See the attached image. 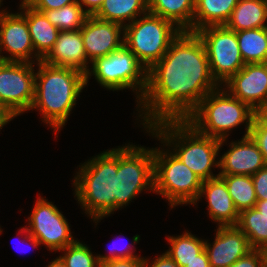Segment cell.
I'll list each match as a JSON object with an SVG mask.
<instances>
[{
    "label": "cell",
    "instance_id": "d590c367",
    "mask_svg": "<svg viewBox=\"0 0 267 267\" xmlns=\"http://www.w3.org/2000/svg\"><path fill=\"white\" fill-rule=\"evenodd\" d=\"M249 135L257 144L267 164V129H250Z\"/></svg>",
    "mask_w": 267,
    "mask_h": 267
},
{
    "label": "cell",
    "instance_id": "83f0119b",
    "mask_svg": "<svg viewBox=\"0 0 267 267\" xmlns=\"http://www.w3.org/2000/svg\"><path fill=\"white\" fill-rule=\"evenodd\" d=\"M226 183L229 195L237 211L255 207L257 196L252 176L248 175H219Z\"/></svg>",
    "mask_w": 267,
    "mask_h": 267
},
{
    "label": "cell",
    "instance_id": "74e56055",
    "mask_svg": "<svg viewBox=\"0 0 267 267\" xmlns=\"http://www.w3.org/2000/svg\"><path fill=\"white\" fill-rule=\"evenodd\" d=\"M149 262L143 257V267H180L166 252Z\"/></svg>",
    "mask_w": 267,
    "mask_h": 267
},
{
    "label": "cell",
    "instance_id": "d4e9b609",
    "mask_svg": "<svg viewBox=\"0 0 267 267\" xmlns=\"http://www.w3.org/2000/svg\"><path fill=\"white\" fill-rule=\"evenodd\" d=\"M239 50L245 64L267 60V27L236 32Z\"/></svg>",
    "mask_w": 267,
    "mask_h": 267
},
{
    "label": "cell",
    "instance_id": "277c9868",
    "mask_svg": "<svg viewBox=\"0 0 267 267\" xmlns=\"http://www.w3.org/2000/svg\"><path fill=\"white\" fill-rule=\"evenodd\" d=\"M74 176V193L95 224L117 207V148L103 151L82 165Z\"/></svg>",
    "mask_w": 267,
    "mask_h": 267
},
{
    "label": "cell",
    "instance_id": "1f68e13d",
    "mask_svg": "<svg viewBox=\"0 0 267 267\" xmlns=\"http://www.w3.org/2000/svg\"><path fill=\"white\" fill-rule=\"evenodd\" d=\"M116 244L114 243L113 247L109 248L110 254L108 255H97L99 262L121 259V258H143L139 255L134 254V249L132 244L125 245L126 247L116 248ZM132 246V247H130ZM128 248V249H127Z\"/></svg>",
    "mask_w": 267,
    "mask_h": 267
},
{
    "label": "cell",
    "instance_id": "8d00e7d4",
    "mask_svg": "<svg viewBox=\"0 0 267 267\" xmlns=\"http://www.w3.org/2000/svg\"><path fill=\"white\" fill-rule=\"evenodd\" d=\"M251 129H267V102L254 109Z\"/></svg>",
    "mask_w": 267,
    "mask_h": 267
},
{
    "label": "cell",
    "instance_id": "7402d4cb",
    "mask_svg": "<svg viewBox=\"0 0 267 267\" xmlns=\"http://www.w3.org/2000/svg\"><path fill=\"white\" fill-rule=\"evenodd\" d=\"M148 11L171 21L181 31L193 32L195 0H148Z\"/></svg>",
    "mask_w": 267,
    "mask_h": 267
},
{
    "label": "cell",
    "instance_id": "ba28073f",
    "mask_svg": "<svg viewBox=\"0 0 267 267\" xmlns=\"http://www.w3.org/2000/svg\"><path fill=\"white\" fill-rule=\"evenodd\" d=\"M85 74L86 86L91 76L108 90L132 89L137 106L147 90V69L125 45L107 56L97 58Z\"/></svg>",
    "mask_w": 267,
    "mask_h": 267
},
{
    "label": "cell",
    "instance_id": "d6986e66",
    "mask_svg": "<svg viewBox=\"0 0 267 267\" xmlns=\"http://www.w3.org/2000/svg\"><path fill=\"white\" fill-rule=\"evenodd\" d=\"M42 61L52 66L73 68L86 74L90 62L86 57L81 31H60L53 48Z\"/></svg>",
    "mask_w": 267,
    "mask_h": 267
},
{
    "label": "cell",
    "instance_id": "ab89813d",
    "mask_svg": "<svg viewBox=\"0 0 267 267\" xmlns=\"http://www.w3.org/2000/svg\"><path fill=\"white\" fill-rule=\"evenodd\" d=\"M185 267H211L205 249L194 260L187 263Z\"/></svg>",
    "mask_w": 267,
    "mask_h": 267
},
{
    "label": "cell",
    "instance_id": "cb8c5ba5",
    "mask_svg": "<svg viewBox=\"0 0 267 267\" xmlns=\"http://www.w3.org/2000/svg\"><path fill=\"white\" fill-rule=\"evenodd\" d=\"M148 12V0H104L93 16L125 26Z\"/></svg>",
    "mask_w": 267,
    "mask_h": 267
},
{
    "label": "cell",
    "instance_id": "30bf717a",
    "mask_svg": "<svg viewBox=\"0 0 267 267\" xmlns=\"http://www.w3.org/2000/svg\"><path fill=\"white\" fill-rule=\"evenodd\" d=\"M196 33L205 46L212 76L222 86L245 65L236 32L220 25L207 26Z\"/></svg>",
    "mask_w": 267,
    "mask_h": 267
},
{
    "label": "cell",
    "instance_id": "603a6c76",
    "mask_svg": "<svg viewBox=\"0 0 267 267\" xmlns=\"http://www.w3.org/2000/svg\"><path fill=\"white\" fill-rule=\"evenodd\" d=\"M238 0H195L193 32L207 27L225 25Z\"/></svg>",
    "mask_w": 267,
    "mask_h": 267
},
{
    "label": "cell",
    "instance_id": "2e32d148",
    "mask_svg": "<svg viewBox=\"0 0 267 267\" xmlns=\"http://www.w3.org/2000/svg\"><path fill=\"white\" fill-rule=\"evenodd\" d=\"M211 245L205 240V251L211 267H229L253 250L247 236L237 226H218Z\"/></svg>",
    "mask_w": 267,
    "mask_h": 267
},
{
    "label": "cell",
    "instance_id": "4fadbf2b",
    "mask_svg": "<svg viewBox=\"0 0 267 267\" xmlns=\"http://www.w3.org/2000/svg\"><path fill=\"white\" fill-rule=\"evenodd\" d=\"M4 50L10 56L1 55ZM0 60L34 65L35 61L37 63L42 60L35 53L26 17L22 12L9 13L5 9L0 10Z\"/></svg>",
    "mask_w": 267,
    "mask_h": 267
},
{
    "label": "cell",
    "instance_id": "f1b7e54d",
    "mask_svg": "<svg viewBox=\"0 0 267 267\" xmlns=\"http://www.w3.org/2000/svg\"><path fill=\"white\" fill-rule=\"evenodd\" d=\"M43 14L60 31L80 30L89 16L86 13V8H82L78 2L65 5L59 9L44 10Z\"/></svg>",
    "mask_w": 267,
    "mask_h": 267
},
{
    "label": "cell",
    "instance_id": "9c48e42d",
    "mask_svg": "<svg viewBox=\"0 0 267 267\" xmlns=\"http://www.w3.org/2000/svg\"><path fill=\"white\" fill-rule=\"evenodd\" d=\"M117 207L123 208L142 191L154 192L153 148L129 144L117 148Z\"/></svg>",
    "mask_w": 267,
    "mask_h": 267
},
{
    "label": "cell",
    "instance_id": "f35d334b",
    "mask_svg": "<svg viewBox=\"0 0 267 267\" xmlns=\"http://www.w3.org/2000/svg\"><path fill=\"white\" fill-rule=\"evenodd\" d=\"M79 5L83 8L86 7V13L93 16L101 7L104 0H77Z\"/></svg>",
    "mask_w": 267,
    "mask_h": 267
},
{
    "label": "cell",
    "instance_id": "e0dca14e",
    "mask_svg": "<svg viewBox=\"0 0 267 267\" xmlns=\"http://www.w3.org/2000/svg\"><path fill=\"white\" fill-rule=\"evenodd\" d=\"M230 149L219 159V175H254L266 163L255 141L250 135L230 142Z\"/></svg>",
    "mask_w": 267,
    "mask_h": 267
},
{
    "label": "cell",
    "instance_id": "8992f818",
    "mask_svg": "<svg viewBox=\"0 0 267 267\" xmlns=\"http://www.w3.org/2000/svg\"><path fill=\"white\" fill-rule=\"evenodd\" d=\"M180 33L171 21L148 12L124 26V45L149 70Z\"/></svg>",
    "mask_w": 267,
    "mask_h": 267
},
{
    "label": "cell",
    "instance_id": "7c38bea8",
    "mask_svg": "<svg viewBox=\"0 0 267 267\" xmlns=\"http://www.w3.org/2000/svg\"><path fill=\"white\" fill-rule=\"evenodd\" d=\"M32 213L28 217V232L38 242L44 244L49 251H60L66 246L73 244L76 240L72 236L69 223L56 205L37 197Z\"/></svg>",
    "mask_w": 267,
    "mask_h": 267
},
{
    "label": "cell",
    "instance_id": "f6af8a7d",
    "mask_svg": "<svg viewBox=\"0 0 267 267\" xmlns=\"http://www.w3.org/2000/svg\"><path fill=\"white\" fill-rule=\"evenodd\" d=\"M265 254V266L267 267V247L264 249Z\"/></svg>",
    "mask_w": 267,
    "mask_h": 267
},
{
    "label": "cell",
    "instance_id": "b9f144b4",
    "mask_svg": "<svg viewBox=\"0 0 267 267\" xmlns=\"http://www.w3.org/2000/svg\"><path fill=\"white\" fill-rule=\"evenodd\" d=\"M13 117L6 111V109L0 104V129L8 124Z\"/></svg>",
    "mask_w": 267,
    "mask_h": 267
},
{
    "label": "cell",
    "instance_id": "7a4b0ae2",
    "mask_svg": "<svg viewBox=\"0 0 267 267\" xmlns=\"http://www.w3.org/2000/svg\"><path fill=\"white\" fill-rule=\"evenodd\" d=\"M36 65L39 68L35 73L34 101L30 110H39L42 122L58 134L86 86V76L79 70L52 66L42 60Z\"/></svg>",
    "mask_w": 267,
    "mask_h": 267
},
{
    "label": "cell",
    "instance_id": "8fae6325",
    "mask_svg": "<svg viewBox=\"0 0 267 267\" xmlns=\"http://www.w3.org/2000/svg\"><path fill=\"white\" fill-rule=\"evenodd\" d=\"M32 63L0 60V104L13 117L30 110L34 101Z\"/></svg>",
    "mask_w": 267,
    "mask_h": 267
},
{
    "label": "cell",
    "instance_id": "60d3db41",
    "mask_svg": "<svg viewBox=\"0 0 267 267\" xmlns=\"http://www.w3.org/2000/svg\"><path fill=\"white\" fill-rule=\"evenodd\" d=\"M21 233L25 235L24 238H22V239H24V240H23V241L20 240V241L22 242V244H23V243H28V244H30V245L32 244V245H33L32 247H35V248H37L38 246L41 245V244L38 242V240L28 232V229H27L26 227L23 226V227L19 230L18 234H21ZM26 240H27V242H26Z\"/></svg>",
    "mask_w": 267,
    "mask_h": 267
},
{
    "label": "cell",
    "instance_id": "52a82bcc",
    "mask_svg": "<svg viewBox=\"0 0 267 267\" xmlns=\"http://www.w3.org/2000/svg\"><path fill=\"white\" fill-rule=\"evenodd\" d=\"M154 193L167 198L170 208L194 204L199 197L202 180L172 152L153 148Z\"/></svg>",
    "mask_w": 267,
    "mask_h": 267
},
{
    "label": "cell",
    "instance_id": "484cf974",
    "mask_svg": "<svg viewBox=\"0 0 267 267\" xmlns=\"http://www.w3.org/2000/svg\"><path fill=\"white\" fill-rule=\"evenodd\" d=\"M236 226L247 236L253 249L267 247V216L255 207L241 211Z\"/></svg>",
    "mask_w": 267,
    "mask_h": 267
},
{
    "label": "cell",
    "instance_id": "d6a6232c",
    "mask_svg": "<svg viewBox=\"0 0 267 267\" xmlns=\"http://www.w3.org/2000/svg\"><path fill=\"white\" fill-rule=\"evenodd\" d=\"M254 189L258 200H267V164L252 175Z\"/></svg>",
    "mask_w": 267,
    "mask_h": 267
},
{
    "label": "cell",
    "instance_id": "ee69618b",
    "mask_svg": "<svg viewBox=\"0 0 267 267\" xmlns=\"http://www.w3.org/2000/svg\"><path fill=\"white\" fill-rule=\"evenodd\" d=\"M47 267H66V266L60 257H56L53 261L50 262V264H48Z\"/></svg>",
    "mask_w": 267,
    "mask_h": 267
},
{
    "label": "cell",
    "instance_id": "ac0fdd59",
    "mask_svg": "<svg viewBox=\"0 0 267 267\" xmlns=\"http://www.w3.org/2000/svg\"><path fill=\"white\" fill-rule=\"evenodd\" d=\"M202 197L207 200L209 217L218 223V226L237 225L239 212L229 195L225 181L220 176L202 181L198 200L193 205Z\"/></svg>",
    "mask_w": 267,
    "mask_h": 267
},
{
    "label": "cell",
    "instance_id": "bcb514c9",
    "mask_svg": "<svg viewBox=\"0 0 267 267\" xmlns=\"http://www.w3.org/2000/svg\"><path fill=\"white\" fill-rule=\"evenodd\" d=\"M267 71V60L263 63Z\"/></svg>",
    "mask_w": 267,
    "mask_h": 267
},
{
    "label": "cell",
    "instance_id": "ffe728a7",
    "mask_svg": "<svg viewBox=\"0 0 267 267\" xmlns=\"http://www.w3.org/2000/svg\"><path fill=\"white\" fill-rule=\"evenodd\" d=\"M19 9L25 15L35 53L43 59L53 48L60 30L52 25L43 12L21 0Z\"/></svg>",
    "mask_w": 267,
    "mask_h": 267
},
{
    "label": "cell",
    "instance_id": "e575fe53",
    "mask_svg": "<svg viewBox=\"0 0 267 267\" xmlns=\"http://www.w3.org/2000/svg\"><path fill=\"white\" fill-rule=\"evenodd\" d=\"M99 267H143V258H121L99 262Z\"/></svg>",
    "mask_w": 267,
    "mask_h": 267
},
{
    "label": "cell",
    "instance_id": "6da1fadb",
    "mask_svg": "<svg viewBox=\"0 0 267 267\" xmlns=\"http://www.w3.org/2000/svg\"><path fill=\"white\" fill-rule=\"evenodd\" d=\"M219 87L200 37L181 31L165 55L147 70V90L136 107L141 110L138 117L144 128L162 120L186 119Z\"/></svg>",
    "mask_w": 267,
    "mask_h": 267
},
{
    "label": "cell",
    "instance_id": "4dcf8cb0",
    "mask_svg": "<svg viewBox=\"0 0 267 267\" xmlns=\"http://www.w3.org/2000/svg\"><path fill=\"white\" fill-rule=\"evenodd\" d=\"M229 267H266L264 250L253 249Z\"/></svg>",
    "mask_w": 267,
    "mask_h": 267
},
{
    "label": "cell",
    "instance_id": "f546056e",
    "mask_svg": "<svg viewBox=\"0 0 267 267\" xmlns=\"http://www.w3.org/2000/svg\"><path fill=\"white\" fill-rule=\"evenodd\" d=\"M62 251L64 254L59 257L66 267H99L97 255H93L91 249L79 240L60 250Z\"/></svg>",
    "mask_w": 267,
    "mask_h": 267
},
{
    "label": "cell",
    "instance_id": "44dd1931",
    "mask_svg": "<svg viewBox=\"0 0 267 267\" xmlns=\"http://www.w3.org/2000/svg\"><path fill=\"white\" fill-rule=\"evenodd\" d=\"M225 26L235 32L267 27V0H238Z\"/></svg>",
    "mask_w": 267,
    "mask_h": 267
},
{
    "label": "cell",
    "instance_id": "3957f363",
    "mask_svg": "<svg viewBox=\"0 0 267 267\" xmlns=\"http://www.w3.org/2000/svg\"><path fill=\"white\" fill-rule=\"evenodd\" d=\"M145 129L152 137L159 138L164 147L173 148L172 152L202 181L219 176L213 174L212 167L219 168L216 158L226 139L204 135L185 119L162 120Z\"/></svg>",
    "mask_w": 267,
    "mask_h": 267
},
{
    "label": "cell",
    "instance_id": "7bdbcfd3",
    "mask_svg": "<svg viewBox=\"0 0 267 267\" xmlns=\"http://www.w3.org/2000/svg\"><path fill=\"white\" fill-rule=\"evenodd\" d=\"M255 208L260 211L262 215L267 216V200H257Z\"/></svg>",
    "mask_w": 267,
    "mask_h": 267
},
{
    "label": "cell",
    "instance_id": "5b68a950",
    "mask_svg": "<svg viewBox=\"0 0 267 267\" xmlns=\"http://www.w3.org/2000/svg\"><path fill=\"white\" fill-rule=\"evenodd\" d=\"M222 88L208 93L185 120L198 132L219 140L228 139L229 131L242 123L246 124L243 136L249 135L254 110Z\"/></svg>",
    "mask_w": 267,
    "mask_h": 267
},
{
    "label": "cell",
    "instance_id": "5bb4252c",
    "mask_svg": "<svg viewBox=\"0 0 267 267\" xmlns=\"http://www.w3.org/2000/svg\"><path fill=\"white\" fill-rule=\"evenodd\" d=\"M86 57L90 63L124 45V26L88 16L80 29Z\"/></svg>",
    "mask_w": 267,
    "mask_h": 267
},
{
    "label": "cell",
    "instance_id": "4316f807",
    "mask_svg": "<svg viewBox=\"0 0 267 267\" xmlns=\"http://www.w3.org/2000/svg\"><path fill=\"white\" fill-rule=\"evenodd\" d=\"M170 248L166 253L180 266L185 267L204 250L205 240L199 239L191 232L185 231L181 235L167 236Z\"/></svg>",
    "mask_w": 267,
    "mask_h": 267
},
{
    "label": "cell",
    "instance_id": "9a60e30c",
    "mask_svg": "<svg viewBox=\"0 0 267 267\" xmlns=\"http://www.w3.org/2000/svg\"><path fill=\"white\" fill-rule=\"evenodd\" d=\"M223 87L254 110L267 102L266 68L263 63L245 64Z\"/></svg>",
    "mask_w": 267,
    "mask_h": 267
},
{
    "label": "cell",
    "instance_id": "836d02e7",
    "mask_svg": "<svg viewBox=\"0 0 267 267\" xmlns=\"http://www.w3.org/2000/svg\"><path fill=\"white\" fill-rule=\"evenodd\" d=\"M75 2H77V0H27V3L31 7L40 12H43L44 10L59 9Z\"/></svg>",
    "mask_w": 267,
    "mask_h": 267
}]
</instances>
